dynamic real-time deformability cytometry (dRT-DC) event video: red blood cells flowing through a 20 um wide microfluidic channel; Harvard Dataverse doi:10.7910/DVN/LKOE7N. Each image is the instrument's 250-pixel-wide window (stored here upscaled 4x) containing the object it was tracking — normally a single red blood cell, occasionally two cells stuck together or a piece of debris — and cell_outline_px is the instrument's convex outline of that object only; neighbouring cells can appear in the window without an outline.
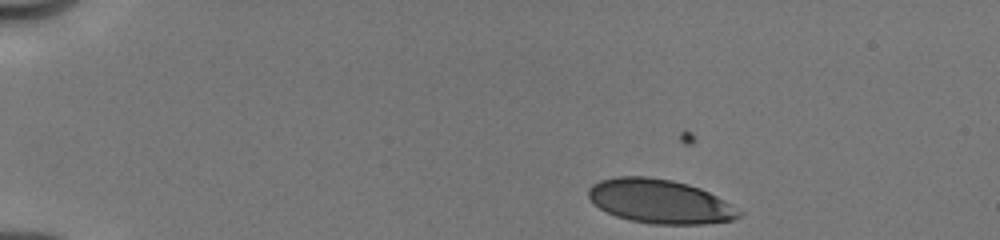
{"species": "human", "species_latin": "Homo sapiens", "temperature_condition": "cold", "stored_images_in_passage": 21, "camera_frame_rate_fps": 3000, "um_per_image_px": 0.085, "donor": {"sex": "male"}, "frame": {"image": 1, "passage_image": 1, "time_ms": 0.0, "image_size_px": [1000, 240], "cell_outline_px": [[744, 212], [740, 216], [732, 220], [704, 224], [652, 224], [628, 220], [616, 216], [592, 204], [588, 196], [588, 188], [592, 184], [600, 180], [616, 176], [648, 176], [672, 180], [688, 184], [700, 188], [724, 200]], "centroid_in_image_um": [56.07, 17.11], "position_along_channel_um": 28.9, "area_um2": 38.84}}
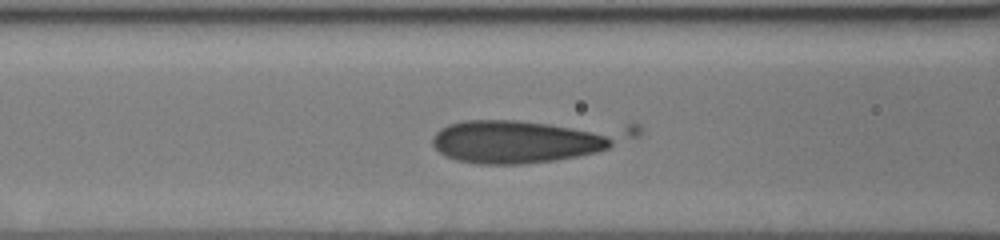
{"frame": {"image": 2, "passage_image": 15, "time_ms": 4.667, "image_size_px": [1000, 240], "cell_outline_px": [[640, 136], [608, 148], [596, 152], [576, 156], [552, 160], [524, 164], [476, 164], [456, 160], [444, 156], [432, 144], [432, 136], [440, 128], [448, 124], [464, 120], [516, 120], [640, 124]], "centroid_in_image_um": [44.83, 11.91], "position_along_channel_um": 121.8, "area_um2": 51.85}}
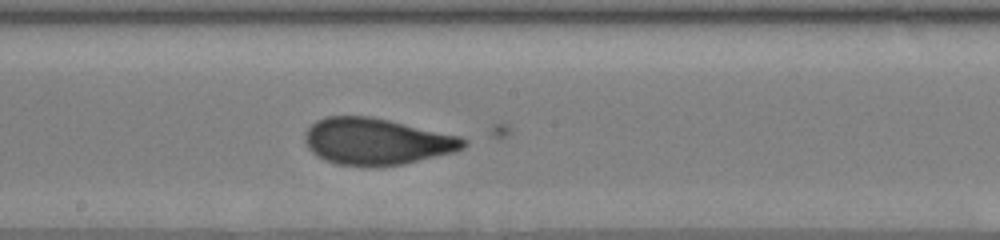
{"frame": {"image": 3, "passage_image": 21, "time_ms": 7.0, "image_size_px": [1000, 240], "cell_outline_px": [[468, 144], [464, 148], [452, 152], [404, 164], [376, 168], [368, 168], [336, 164], [324, 160], [316, 156], [308, 148], [304, 140], [304, 136], [308, 128], [316, 120], [328, 116], [372, 116], [460, 136], [468, 140]], "centroid_in_image_um": [31.99, 12.04], "position_along_channel_um": 216.2, "area_um2": 43.64}}